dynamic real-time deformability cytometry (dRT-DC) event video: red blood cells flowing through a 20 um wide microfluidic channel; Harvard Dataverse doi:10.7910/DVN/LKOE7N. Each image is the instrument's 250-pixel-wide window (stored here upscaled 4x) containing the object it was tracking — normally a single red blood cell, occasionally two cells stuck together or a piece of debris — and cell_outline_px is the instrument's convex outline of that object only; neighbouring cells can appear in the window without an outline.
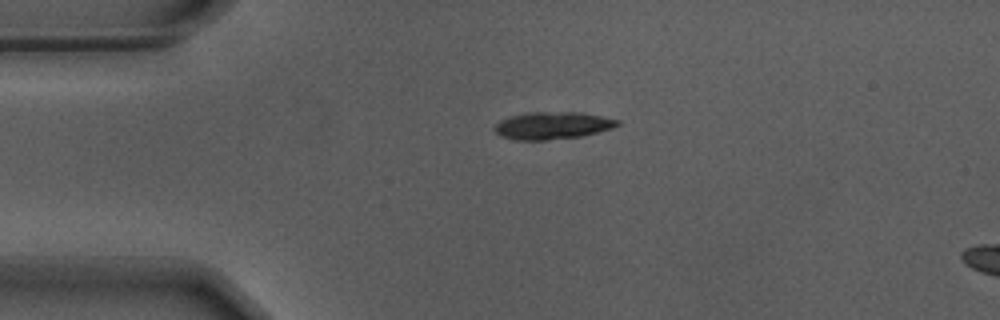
{"species": "Egyptian fruit bat (a non-hibernating species)", "species_latin": "Rousettus aegyptiacus", "temperature_condition": "warm", "stored_images_in_passage": 5, "camera_frame_rate_fps": 3000, "um_per_image_px": 0.085, "animal": {"sex": "male"}, "frame": {"image": 1, "passage_image": 1, "time_ms": 0.0, "image_size_px": [1000, 320], "cell_outline_px": [[620, 124], [612, 128], [580, 136], [544, 140], [516, 140], [500, 136], [492, 128], [500, 120], [512, 116], [528, 112], [580, 112], [620, 120]], "centroid_in_image_um": [46.93, 10.66], "position_along_channel_um": 38.1, "area_um2": 19.42}}